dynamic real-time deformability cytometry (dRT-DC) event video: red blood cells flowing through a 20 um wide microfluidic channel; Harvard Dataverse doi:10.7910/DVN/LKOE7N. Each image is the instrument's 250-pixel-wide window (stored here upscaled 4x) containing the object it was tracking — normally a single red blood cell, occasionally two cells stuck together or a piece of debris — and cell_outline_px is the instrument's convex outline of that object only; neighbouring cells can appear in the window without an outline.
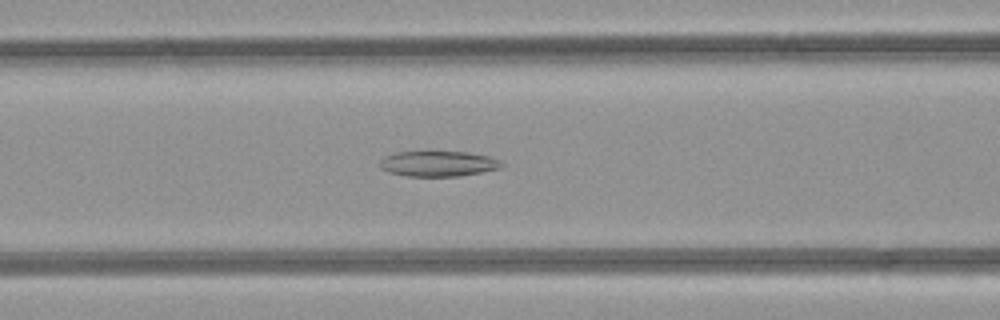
{"species": "common noctule bat (a hibernating species)", "species_latin": "Nyctalus noctula", "temperature_condition": "room temperature", "stored_images_in_passage": 29, "camera_frame_rate_fps": 3000, "um_per_image_px": 0.085, "animal": {"sex": "female", "body_mass_g": 21.9}, "frame": {"image": 1, "passage_image": 10, "time_ms": 3.0, "image_size_px": [1000, 320], "cell_outline_px": [[504, 164], [500, 168], [460, 176], [408, 176], [388, 172], [380, 168], [380, 160], [384, 156], [396, 152], [468, 152], [488, 156], [500, 160]], "centroid_in_image_um": [37.23, 13.91], "position_along_channel_um": 129.4, "area_um2": 17.98}}
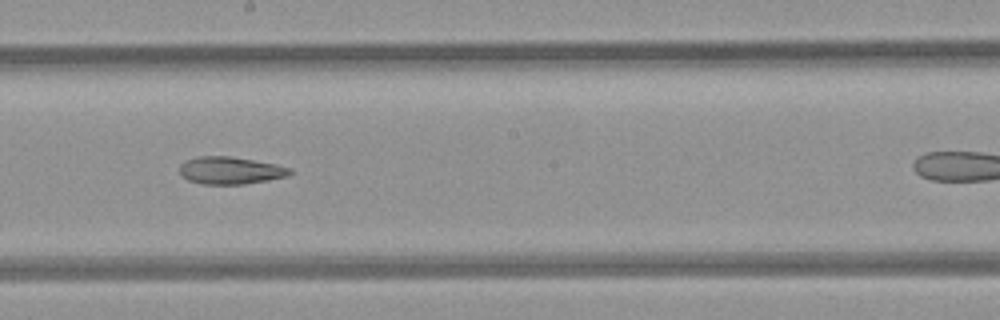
{"frame": {"image": 2, "passage_image": 17, "time_ms": 5.333, "image_size_px": [1000, 320], "cell_outline_px": [[296, 172], [288, 176], [268, 180], [244, 184], [200, 184], [188, 180], [180, 176], [180, 164], [184, 160], [200, 156], [228, 156], [276, 164], [292, 168]], "centroid_in_image_um": [19.59, 14.49], "position_along_channel_um": 228.6, "area_um2": 17.8}}
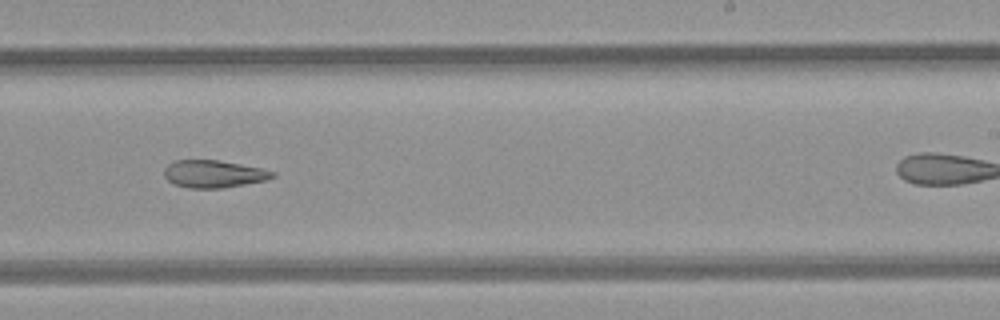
{"frame": {"image": 3, "passage_image": 20, "time_ms": 6.333, "image_size_px": [1000, 320], "cell_outline_px": [[276, 176], [264, 180], [224, 188], [188, 188], [172, 184], [164, 176], [164, 168], [168, 164], [176, 160], [216, 160], [240, 164], [260, 168], [276, 172]], "centroid_in_image_um": [18.12, 14.79], "position_along_channel_um": 270.9, "area_um2": 17.28}}